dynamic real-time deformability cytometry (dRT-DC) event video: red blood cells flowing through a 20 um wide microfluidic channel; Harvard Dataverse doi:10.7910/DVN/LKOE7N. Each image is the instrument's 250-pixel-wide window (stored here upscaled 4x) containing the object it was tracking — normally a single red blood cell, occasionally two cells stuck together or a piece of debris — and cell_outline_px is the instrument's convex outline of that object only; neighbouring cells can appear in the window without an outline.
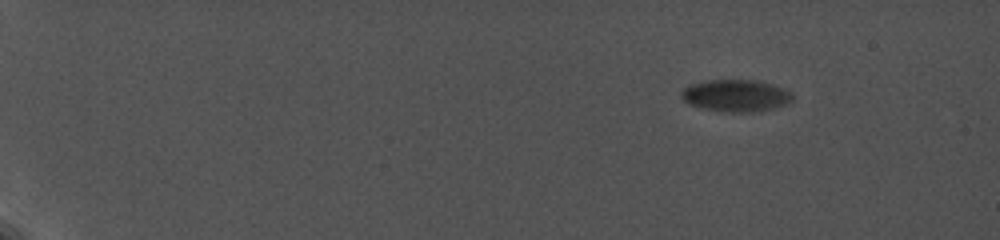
{"species": "common noctule bat (a hibernating species)", "species_latin": "Nyctalus noctula", "temperature_condition": "cold", "stored_images_in_passage": 40, "camera_frame_rate_fps": 5000, "um_per_image_px": 0.085, "animal": {"sex": "female", "body_mass_g": 19.0, "forearm_length_mm": 56.7}, "frame": {"image": 1, "passage_image": 4, "time_ms": 2.4, "image_size_px": [1000, 240], "cell_outline_px": [[792, 100], [784, 104], [772, 108], [752, 112], [720, 112], [700, 108], [688, 104], [680, 96], [680, 92], [688, 84], [704, 80], [756, 80], [772, 84], [792, 92]], "centroid_in_image_um": [62.47, 8.12], "position_along_channel_um": 22.5, "area_um2": 20.92}}
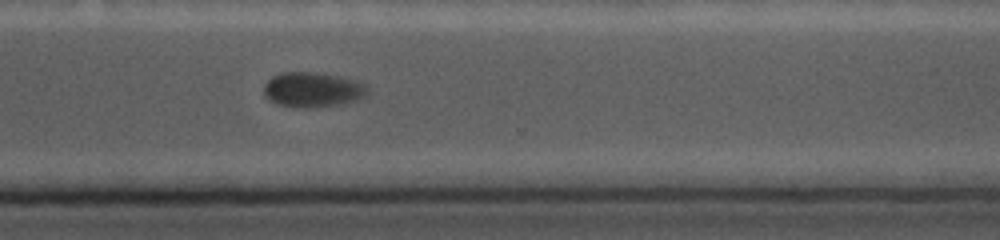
{"frame": {"image": 2, "passage_image": 34, "time_ms": 15.6, "image_size_px": [1000, 240], "cell_outline_px": [[368, 92], [364, 96], [352, 100], [336, 104], [304, 108], [300, 108], [276, 104], [268, 100], [264, 96], [264, 84], [272, 76], [280, 72], [316, 72], [356, 80], [368, 84]], "centroid_in_image_um": [26.52, 7.6], "position_along_channel_um": 344.1, "area_um2": 21.04}}
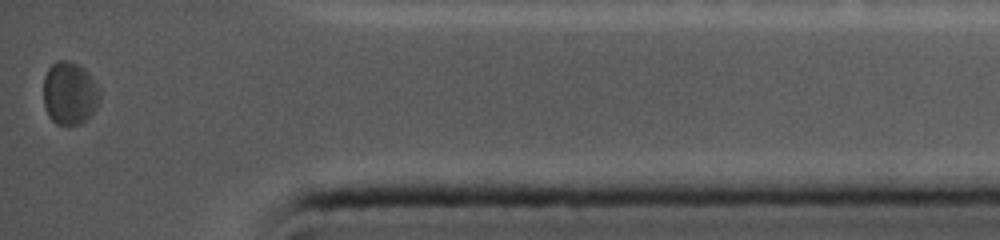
{"frame": {"image": 3, "passage_image": 40, "time_ms": 18.2, "image_size_px": [1000, 240], "cell_outline_px": [[100, 100], [96, 108], [80, 124], [56, 124], [48, 116], [44, 104], [44, 76], [48, 68], [56, 60], [68, 60], [84, 68], [88, 72], [96, 84], [100, 92]], "centroid_in_image_um": [5.9, 7.91], "position_along_channel_um": 429.3, "area_um2": 20.58}}